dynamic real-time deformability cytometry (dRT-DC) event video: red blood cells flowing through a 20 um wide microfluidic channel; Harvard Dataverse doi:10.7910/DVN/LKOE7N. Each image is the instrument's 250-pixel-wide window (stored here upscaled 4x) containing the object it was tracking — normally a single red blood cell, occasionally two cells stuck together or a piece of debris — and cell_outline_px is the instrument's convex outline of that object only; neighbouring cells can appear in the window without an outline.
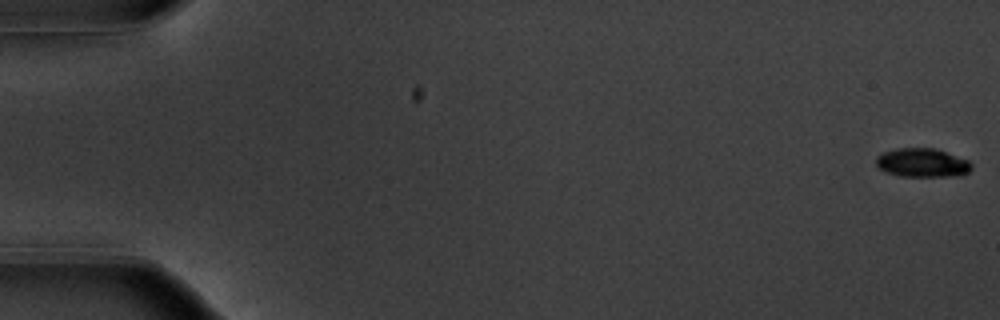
{"species": "common noctule bat (a hibernating species)", "species_latin": "Nyctalus noctula", "temperature_condition": "warm", "stored_images_in_passage": 55, "camera_frame_rate_fps": 3000, "um_per_image_px": 0.085, "animal": {"sex": "male", "body_mass_g": 20.1, "forearm_length_mm": 53.5}, "frame": {"image": 1, "passage_image": 1, "time_ms": 0.0, "image_size_px": [1000, 320], "cell_outline_px": [[972, 168], [968, 172], [960, 176], [900, 176], [884, 172], [876, 164], [876, 156], [884, 152], [896, 148], [936, 148], [968, 160], [972, 164]], "centroid_in_image_um": [78.4, 13.83], "position_along_channel_um": 6.6, "area_um2": 16.13}}
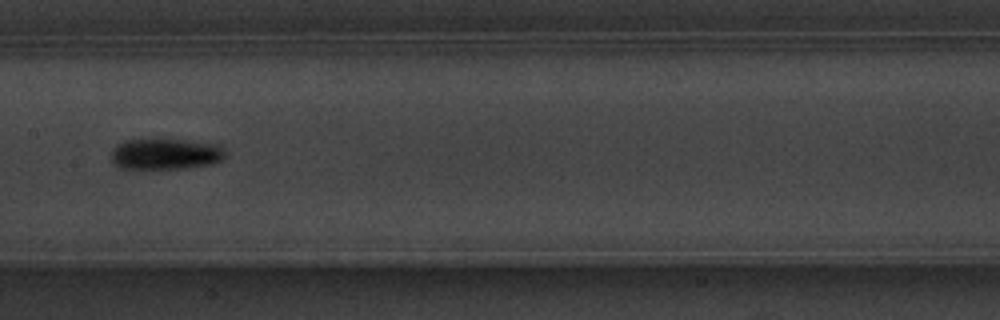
{"frame": {"image": 2, "passage_image": 29, "time_ms": 9.333, "image_size_px": [1000, 320], "cell_outline_px": [[224, 156], [220, 160], [212, 164], [184, 168], [120, 168], [112, 160], [112, 148], [116, 144], [124, 140], [184, 140], [216, 144], [224, 148]], "centroid_in_image_um": [14.05, 13.09], "position_along_channel_um": 193.3, "area_um2": 20.29}}
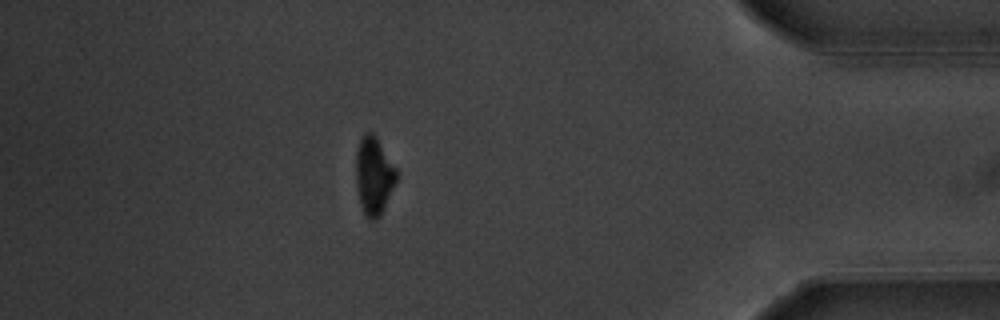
{"frame": {"image": 3, "passage_image": 49, "time_ms": 16.0, "image_size_px": [1000, 320], "cell_outline_px": [[396, 180], [384, 208], [380, 216], [376, 220], [368, 220], [364, 216], [360, 204], [356, 184], [356, 148], [360, 136], [364, 132], [372, 132], [376, 136], [396, 168]], "centroid_in_image_um": [31.74, 14.93], "position_along_channel_um": 403.5, "area_um2": 18.5}, "authors_computed_cell_mechanics": {"area_um2": 18.5538, "velocity_mm_per_s": 3.7357, "shape_relaxation_time_tau1_ms": 2.3494, "shape_relaxation_time_tau2_ms": null, "deformation_change_tau1": 0.1376, "deformation_change_tau2": null}}